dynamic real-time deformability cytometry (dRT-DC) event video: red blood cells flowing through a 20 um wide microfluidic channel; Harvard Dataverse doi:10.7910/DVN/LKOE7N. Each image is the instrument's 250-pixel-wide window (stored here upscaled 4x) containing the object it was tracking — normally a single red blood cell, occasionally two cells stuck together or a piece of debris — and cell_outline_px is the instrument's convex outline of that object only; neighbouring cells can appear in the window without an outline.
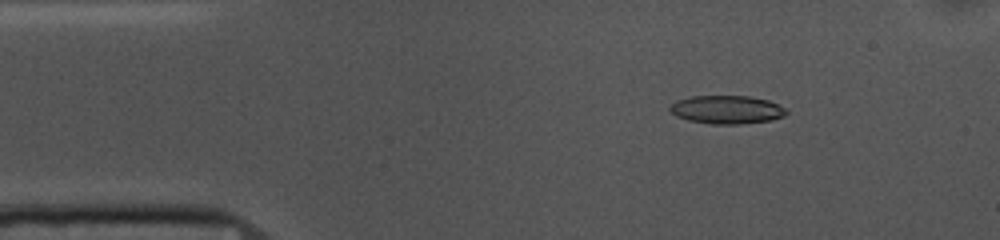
{"species": "common noctule bat (a hibernating species)", "species_latin": "Nyctalus noctula", "temperature_condition": "cold", "stored_images_in_passage": 48, "camera_frame_rate_fps": 3000, "um_per_image_px": 0.085, "animal": {"sex": "female", "body_mass_g": 10.0, "forearm_length_mm": 53.1}, "frame": {"image": 1, "passage_image": 2, "time_ms": 0.333, "image_size_px": [1000, 240], "cell_outline_px": [[788, 112], [784, 116], [772, 120], [740, 124], [712, 124], [688, 120], [676, 116], [668, 108], [676, 100], [692, 96], [748, 96], [768, 100], [784, 108]], "centroid_in_image_um": [61.77, 9.32], "position_along_channel_um": 23.2, "area_um2": 19.13}}
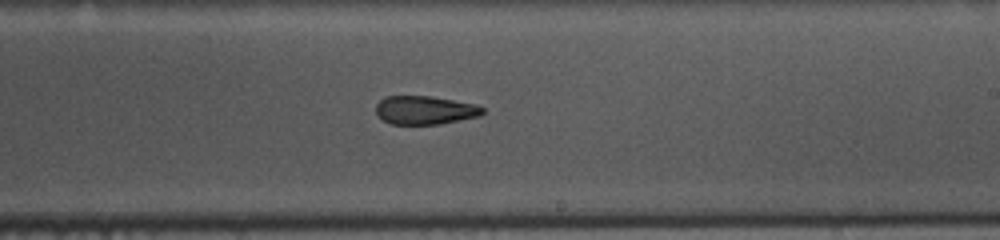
{"frame": {"image": 2, "passage_image": 25, "time_ms": 8.0, "image_size_px": [1000, 240], "cell_outline_px": [[484, 112], [480, 116], [440, 124], [392, 124], [384, 120], [376, 112], [376, 104], [384, 96], [432, 96], [476, 104], [484, 108]], "centroid_in_image_um": [36.14, 9.35], "position_along_channel_um": 252.9, "area_um2": 17.74}}
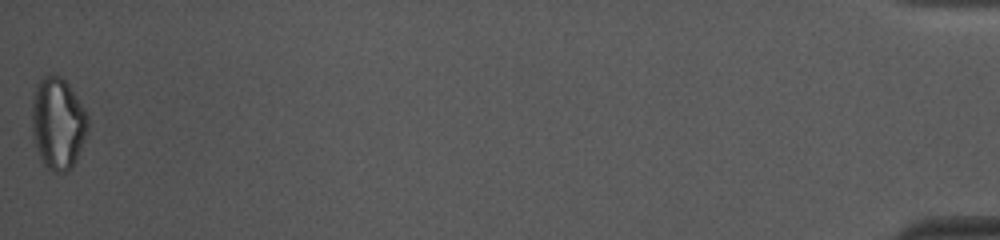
{"frame": {"image": 3, "passage_image": 48, "time_ms": 15.667, "image_size_px": [1000, 240], "cell_outline_px": [[88, 128], [76, 160], [68, 172], [52, 172], [44, 164], [40, 156], [32, 132], [32, 100], [36, 84], [44, 76], [60, 76], [68, 84], [84, 108], [88, 116]], "centroid_in_image_um": [4.92, 10.49], "position_along_channel_um": 430.3, "area_um2": 29.59}, "authors_computed_cell_mechanics": {"area_um2": 19.5653, "velocity_mm_per_s": 3.6829, "shape_relaxation_time_tau1_ms": null, "shape_relaxation_time_tau2_ms": 3.9647, "deformation_change_tau1": null, "deformation_change_tau2": 0.1311}}